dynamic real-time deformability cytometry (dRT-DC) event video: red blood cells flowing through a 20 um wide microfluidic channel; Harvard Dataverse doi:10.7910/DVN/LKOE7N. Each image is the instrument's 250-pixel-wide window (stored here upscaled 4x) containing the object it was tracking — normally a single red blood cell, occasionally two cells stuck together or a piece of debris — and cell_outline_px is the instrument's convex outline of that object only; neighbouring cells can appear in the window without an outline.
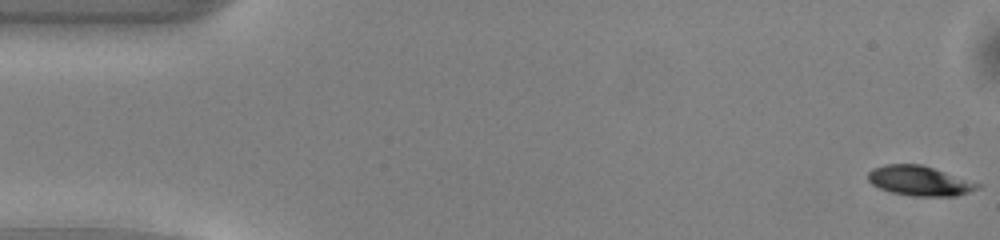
{"species": "common noctule bat (a hibernating species)", "species_latin": "Nyctalus noctula", "temperature_condition": "warm", "stored_images_in_passage": 46, "camera_frame_rate_fps": 3000, "um_per_image_px": 0.085, "animal": {"sex": "male", "body_mass_g": 13.0, "forearm_length_mm": 53.1}, "frame": {"image": 1, "passage_image": 1, "time_ms": 0.0, "image_size_px": [1000, 240], "cell_outline_px": [[984, 184], [980, 188], [956, 196], [912, 196], [892, 192], [880, 188], [872, 184], [868, 180], [868, 172], [872, 168], [884, 164], [920, 164]], "centroid_in_image_um": [78.18, 15.37], "position_along_channel_um": 6.8, "area_um2": 19.07}}
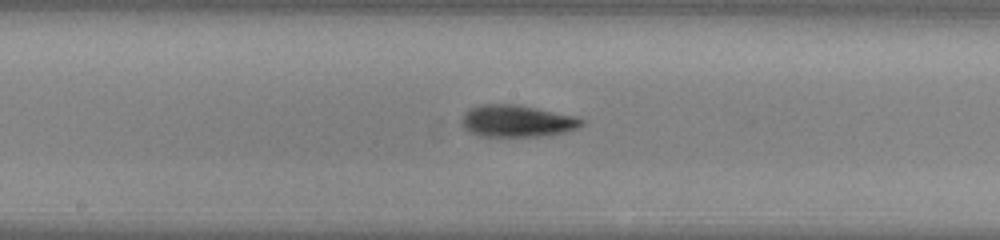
{"frame": {"image": 2, "passage_image": 26, "time_ms": 8.333, "image_size_px": [1000, 240], "cell_outline_px": [[584, 124], [576, 128], [564, 132], [536, 136], [480, 136], [468, 132], [460, 124], [460, 120], [464, 112], [480, 104], [512, 104], [576, 116], [584, 120]], "centroid_in_image_um": [43.88, 10.29], "position_along_channel_um": 204.3, "area_um2": 22.14}}
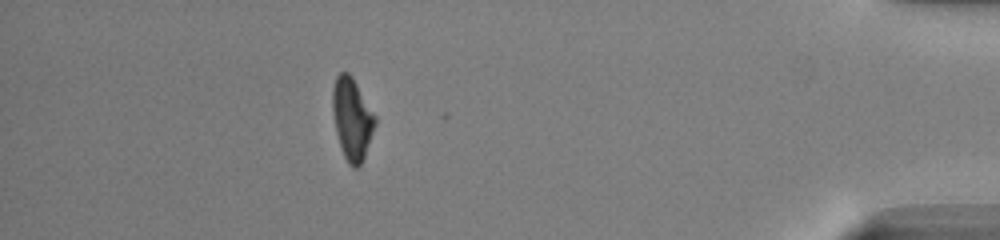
{"frame": {"image": 3, "passage_image": 45, "time_ms": 14.667, "image_size_px": [1000, 240], "cell_outline_px": [[376, 124], [364, 156], [360, 164], [356, 168], [352, 168], [348, 164], [340, 148], [336, 132], [332, 112], [332, 88], [336, 76], [340, 72], [348, 72], [352, 76], [376, 116]], "centroid_in_image_um": [29.9, 10.09], "position_along_channel_um": 405.3, "area_um2": 20.35}, "authors_computed_cell_mechanics": {"area_um2": 20.9525, "velocity_mm_per_s": 4.0446, "shape_relaxation_time_tau1_ms": 2.5646, "shape_relaxation_time_tau2_ms": 3.562, "deformation_change_tau1": 0.1459, "deformation_change_tau2": 0.1113}}